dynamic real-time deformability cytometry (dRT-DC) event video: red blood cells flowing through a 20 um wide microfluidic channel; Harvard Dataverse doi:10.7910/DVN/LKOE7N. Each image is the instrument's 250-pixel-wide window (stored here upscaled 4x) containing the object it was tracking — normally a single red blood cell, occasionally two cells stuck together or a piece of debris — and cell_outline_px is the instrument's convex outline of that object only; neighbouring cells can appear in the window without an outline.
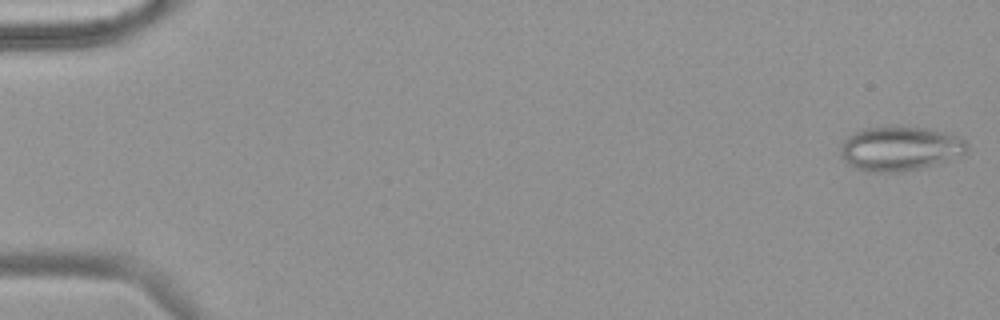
{"species": "common noctule bat (a hibernating species)", "species_latin": "Nyctalus noctula", "temperature_condition": "warm", "stored_images_in_passage": 54, "camera_frame_rate_fps": 3000, "um_per_image_px": 0.085, "animal": {"sex": "female", "body_mass_g": 18.4}, "frame": {"image": 1, "passage_image": 1, "time_ms": 0.0, "image_size_px": [1000, 320], "cell_outline_px": [[968, 152], [964, 156], [920, 168], [896, 172], [868, 172], [856, 168], [848, 164], [840, 156], [840, 144], [848, 136], [864, 128], [892, 124], [896, 124], [928, 128], [944, 132], [968, 140]], "centroid_in_image_um": [76.52, 12.6], "position_along_channel_um": 8.5, "area_um2": 33.64}}
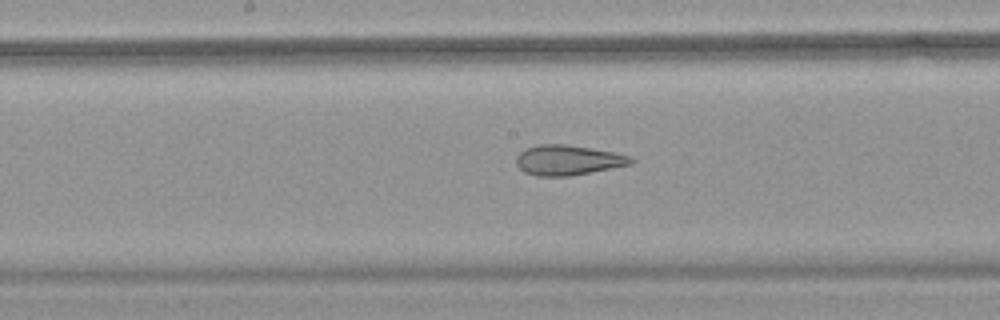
{"frame": {"image": 2, "passage_image": 29, "time_ms": 9.333, "image_size_px": [1000, 320], "cell_outline_px": [[636, 160], [632, 164], [612, 168], [568, 176], [536, 176], [524, 172], [516, 164], [516, 156], [524, 148], [536, 144], [564, 144], [592, 148], [616, 152], [632, 156]], "centroid_in_image_um": [48.28, 13.6], "position_along_channel_um": 199.9, "area_um2": 20.35}}
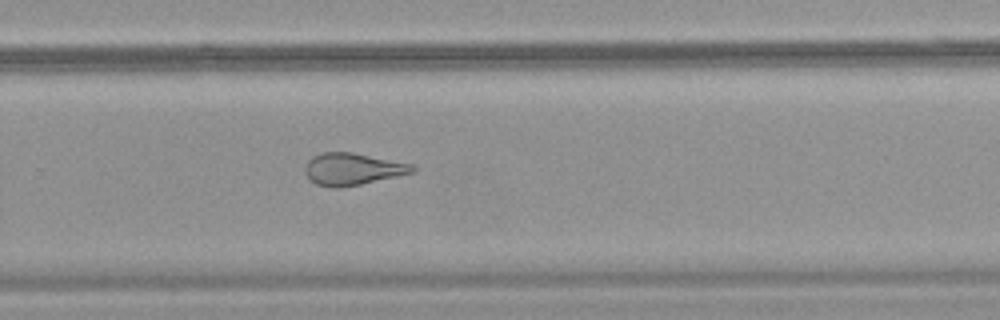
{"frame": {"image": 3, "passage_image": 37, "time_ms": 12.0, "image_size_px": [1000, 320], "cell_outline_px": [[416, 172], [360, 184], [340, 188], [332, 188], [316, 184], [304, 172], [304, 168], [308, 160], [312, 156], [320, 152], [352, 152], [412, 164], [416, 168]], "centroid_in_image_um": [29.95, 14.36], "position_along_channel_um": 299.8, "area_um2": 20.06}, "authors_computed_cell_mechanics": {"area_um2": 24.9118, "velocity_mm_per_s": 3.7661, "shape_relaxation_time_tau1_ms": null, "shape_relaxation_time_tau2_ms": 1.8836, "deformation_change_tau1": null, "deformation_change_tau2": 0.1127}}